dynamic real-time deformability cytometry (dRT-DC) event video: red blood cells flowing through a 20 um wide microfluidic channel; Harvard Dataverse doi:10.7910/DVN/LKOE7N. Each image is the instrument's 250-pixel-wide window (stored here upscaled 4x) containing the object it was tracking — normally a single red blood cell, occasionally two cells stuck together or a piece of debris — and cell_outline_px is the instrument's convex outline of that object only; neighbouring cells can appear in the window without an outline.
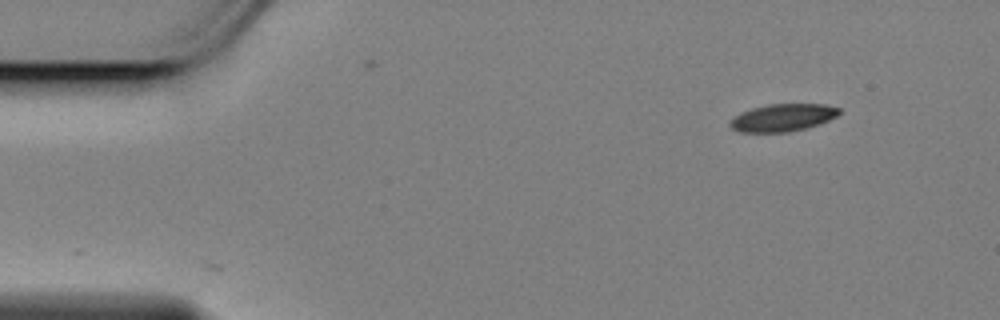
{"species": "Egyptian fruit bat (a non-hibernating species)", "species_latin": "Rousettus aegyptiacus", "temperature_condition": "cold", "stored_images_in_passage": 3, "camera_frame_rate_fps": 3000, "um_per_image_px": 0.085, "animal": {"sex": "female"}, "frame": {"image": 1, "passage_image": 1, "time_ms": 0.0, "image_size_px": [1000, 320], "cell_outline_px": [[840, 112], [836, 116], [828, 120], [804, 128], [788, 132], [740, 132], [732, 128], [728, 124], [740, 112], [752, 108], [768, 104], [824, 104], [840, 108]], "centroid_in_image_um": [66.51, 9.99], "position_along_channel_um": 18.5, "area_um2": 17.22}}